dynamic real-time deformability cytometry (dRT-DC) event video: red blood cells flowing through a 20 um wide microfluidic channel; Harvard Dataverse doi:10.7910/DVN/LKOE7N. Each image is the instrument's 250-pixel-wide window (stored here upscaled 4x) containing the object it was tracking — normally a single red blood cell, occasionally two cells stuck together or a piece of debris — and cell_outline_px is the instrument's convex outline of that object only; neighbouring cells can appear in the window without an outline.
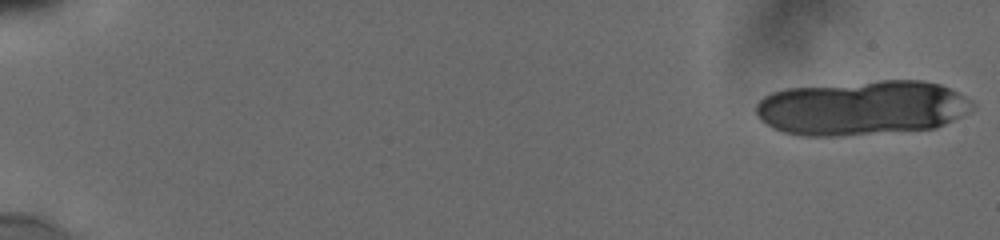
{"species": "human", "species_latin": "Homo sapiens", "temperature_condition": "cold", "stored_images_in_passage": 16, "camera_frame_rate_fps": 3000, "um_per_image_px": 0.085, "donor": {"sex": "male"}, "frame": {"image": 1, "passage_image": 1, "time_ms": 0.0, "image_size_px": [1000, 240], "cell_outline_px": [[976, 108], [936, 128], [840, 136], [804, 136], [784, 132], [772, 128], [760, 120], [756, 112], [756, 104], [764, 96], [772, 92], [788, 88], [880, 80], [924, 80], [940, 84], [972, 100], [976, 104]], "centroid_in_image_um": [73.27, 9.17], "position_along_channel_um": 11.7, "area_um2": 69.19}}